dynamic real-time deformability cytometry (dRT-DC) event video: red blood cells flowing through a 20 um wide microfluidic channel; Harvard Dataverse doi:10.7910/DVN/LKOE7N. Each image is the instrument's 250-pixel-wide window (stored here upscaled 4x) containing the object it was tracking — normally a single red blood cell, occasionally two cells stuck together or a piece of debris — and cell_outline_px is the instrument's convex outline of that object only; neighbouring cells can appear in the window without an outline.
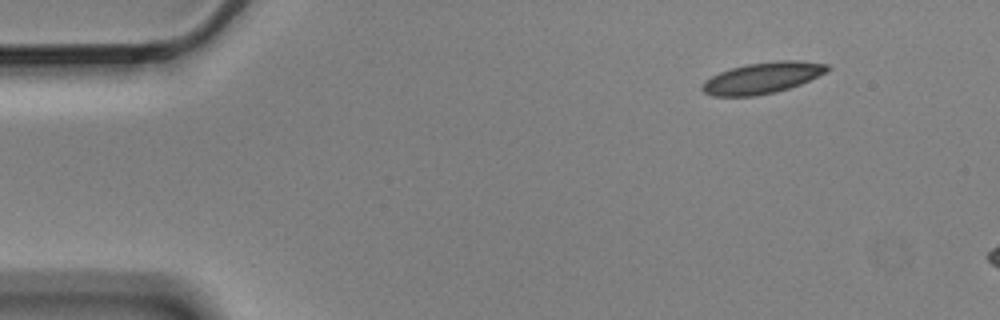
{"species": "Egyptian fruit bat (a non-hibernating species)", "species_latin": "Rousettus aegyptiacus", "temperature_condition": "cold", "stored_images_in_passage": 3, "camera_frame_rate_fps": 3000, "um_per_image_px": 0.085, "animal": {"sex": "male"}, "frame": {"image": 1, "passage_image": 1, "time_ms": 0.0, "image_size_px": [1000, 320], "cell_outline_px": [[832, 68], [828, 72], [800, 84], [776, 92], [756, 96], [712, 96], [704, 92], [700, 88], [700, 84], [704, 80], [720, 72], [732, 68], [748, 64], [776, 60], [800, 60], [828, 64]], "centroid_in_image_um": [64.82, 6.62], "position_along_channel_um": 20.2, "area_um2": 22.95}}